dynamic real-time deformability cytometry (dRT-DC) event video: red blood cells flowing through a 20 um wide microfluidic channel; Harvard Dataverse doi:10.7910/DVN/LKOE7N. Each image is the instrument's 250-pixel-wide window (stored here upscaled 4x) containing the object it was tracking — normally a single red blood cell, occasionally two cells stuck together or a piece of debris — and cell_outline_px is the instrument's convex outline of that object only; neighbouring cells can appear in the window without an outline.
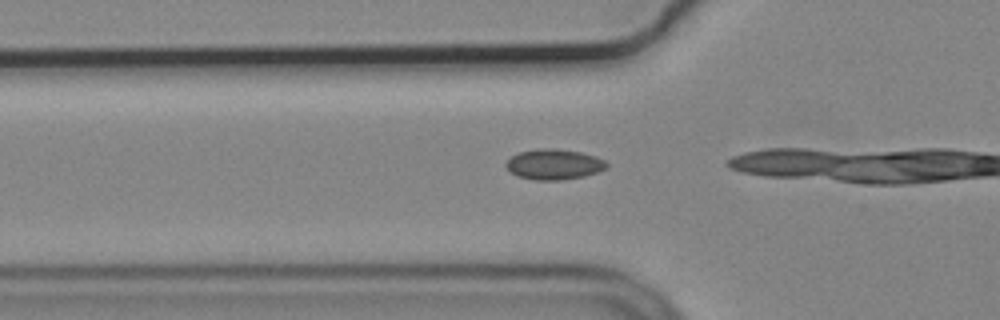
{"species": "common noctule bat (a hibernating species)", "species_latin": "Nyctalus noctula", "temperature_condition": "cold", "stored_images_in_passage": 7, "camera_frame_rate_fps": 3000, "um_per_image_px": 0.085, "animal": {"sex": "male", "body_mass_g": 19.2, "forearm_length_mm": 51.8}, "frame": {"image": 1, "passage_image": 3, "time_ms": 0.667, "image_size_px": [1000, 320], "cell_outline_px": [[608, 164], [604, 168], [596, 172], [584, 176], [560, 180], [536, 180], [516, 176], [504, 164], [512, 156], [520, 152], [536, 148], [556, 148], [580, 152], [596, 156], [604, 160]], "centroid_in_image_um": [47.07, 13.96], "position_along_channel_um": 78.7, "area_um2": 17.74}}